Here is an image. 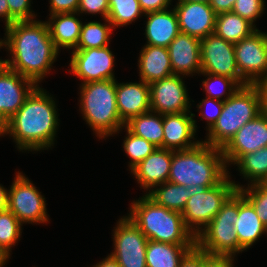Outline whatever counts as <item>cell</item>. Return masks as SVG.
<instances>
[{
    "label": "cell",
    "mask_w": 267,
    "mask_h": 267,
    "mask_svg": "<svg viewBox=\"0 0 267 267\" xmlns=\"http://www.w3.org/2000/svg\"><path fill=\"white\" fill-rule=\"evenodd\" d=\"M8 258L9 257L0 250V267H3V265L6 264Z\"/></svg>",
    "instance_id": "f907efd6"
},
{
    "label": "cell",
    "mask_w": 267,
    "mask_h": 267,
    "mask_svg": "<svg viewBox=\"0 0 267 267\" xmlns=\"http://www.w3.org/2000/svg\"><path fill=\"white\" fill-rule=\"evenodd\" d=\"M93 267H120V265L111 255H108L103 261L93 265Z\"/></svg>",
    "instance_id": "681fc988"
},
{
    "label": "cell",
    "mask_w": 267,
    "mask_h": 267,
    "mask_svg": "<svg viewBox=\"0 0 267 267\" xmlns=\"http://www.w3.org/2000/svg\"><path fill=\"white\" fill-rule=\"evenodd\" d=\"M264 147H267V118L260 113L242 126L221 150L228 165Z\"/></svg>",
    "instance_id": "2e32d148"
},
{
    "label": "cell",
    "mask_w": 267,
    "mask_h": 267,
    "mask_svg": "<svg viewBox=\"0 0 267 267\" xmlns=\"http://www.w3.org/2000/svg\"><path fill=\"white\" fill-rule=\"evenodd\" d=\"M37 86L7 66L0 72V128L23 106Z\"/></svg>",
    "instance_id": "9a60e30c"
},
{
    "label": "cell",
    "mask_w": 267,
    "mask_h": 267,
    "mask_svg": "<svg viewBox=\"0 0 267 267\" xmlns=\"http://www.w3.org/2000/svg\"><path fill=\"white\" fill-rule=\"evenodd\" d=\"M158 186L160 188L149 190L146 195L156 204L181 213L195 190L169 181Z\"/></svg>",
    "instance_id": "f1b7e54d"
},
{
    "label": "cell",
    "mask_w": 267,
    "mask_h": 267,
    "mask_svg": "<svg viewBox=\"0 0 267 267\" xmlns=\"http://www.w3.org/2000/svg\"><path fill=\"white\" fill-rule=\"evenodd\" d=\"M46 93L38 85L23 106L0 128V136L12 135L19 150L39 151L54 144L59 120L55 101Z\"/></svg>",
    "instance_id": "7a4b0ae2"
},
{
    "label": "cell",
    "mask_w": 267,
    "mask_h": 267,
    "mask_svg": "<svg viewBox=\"0 0 267 267\" xmlns=\"http://www.w3.org/2000/svg\"><path fill=\"white\" fill-rule=\"evenodd\" d=\"M144 13L167 9L172 0H138Z\"/></svg>",
    "instance_id": "ee69618b"
},
{
    "label": "cell",
    "mask_w": 267,
    "mask_h": 267,
    "mask_svg": "<svg viewBox=\"0 0 267 267\" xmlns=\"http://www.w3.org/2000/svg\"><path fill=\"white\" fill-rule=\"evenodd\" d=\"M101 14L105 19L108 18L109 0H79L78 15L80 13Z\"/></svg>",
    "instance_id": "ab89813d"
},
{
    "label": "cell",
    "mask_w": 267,
    "mask_h": 267,
    "mask_svg": "<svg viewBox=\"0 0 267 267\" xmlns=\"http://www.w3.org/2000/svg\"><path fill=\"white\" fill-rule=\"evenodd\" d=\"M235 188L252 204L256 214L267 227V182L248 184L244 187L234 182ZM250 185V186H249Z\"/></svg>",
    "instance_id": "836d02e7"
},
{
    "label": "cell",
    "mask_w": 267,
    "mask_h": 267,
    "mask_svg": "<svg viewBox=\"0 0 267 267\" xmlns=\"http://www.w3.org/2000/svg\"><path fill=\"white\" fill-rule=\"evenodd\" d=\"M182 78L173 74L149 84L151 111L162 115L190 112L191 105Z\"/></svg>",
    "instance_id": "5bb4252c"
},
{
    "label": "cell",
    "mask_w": 267,
    "mask_h": 267,
    "mask_svg": "<svg viewBox=\"0 0 267 267\" xmlns=\"http://www.w3.org/2000/svg\"><path fill=\"white\" fill-rule=\"evenodd\" d=\"M4 46L12 59L6 66L36 84L49 74L59 50L51 39L47 22L18 21L5 27Z\"/></svg>",
    "instance_id": "6da1fadb"
},
{
    "label": "cell",
    "mask_w": 267,
    "mask_h": 267,
    "mask_svg": "<svg viewBox=\"0 0 267 267\" xmlns=\"http://www.w3.org/2000/svg\"><path fill=\"white\" fill-rule=\"evenodd\" d=\"M224 105V101H219L216 99L212 98H205L200 102V104L197 105L199 109H201L203 106L209 107L210 110L208 109L206 112L203 110L200 111V116L202 117L201 119L207 120V125H208V131L213 127V125L216 123L218 117L221 114L222 108ZM211 111V112H209Z\"/></svg>",
    "instance_id": "f35d334b"
},
{
    "label": "cell",
    "mask_w": 267,
    "mask_h": 267,
    "mask_svg": "<svg viewBox=\"0 0 267 267\" xmlns=\"http://www.w3.org/2000/svg\"><path fill=\"white\" fill-rule=\"evenodd\" d=\"M248 20L233 11L216 15L214 33L233 44L251 35L257 30Z\"/></svg>",
    "instance_id": "4316f807"
},
{
    "label": "cell",
    "mask_w": 267,
    "mask_h": 267,
    "mask_svg": "<svg viewBox=\"0 0 267 267\" xmlns=\"http://www.w3.org/2000/svg\"><path fill=\"white\" fill-rule=\"evenodd\" d=\"M258 114L260 105L255 86H241L231 97L224 100L221 114L203 142L222 149L242 126Z\"/></svg>",
    "instance_id": "8992f818"
},
{
    "label": "cell",
    "mask_w": 267,
    "mask_h": 267,
    "mask_svg": "<svg viewBox=\"0 0 267 267\" xmlns=\"http://www.w3.org/2000/svg\"><path fill=\"white\" fill-rule=\"evenodd\" d=\"M191 112L163 115V149L173 151L186 150L195 147L200 141H193L196 133L195 114ZM193 141V142H192Z\"/></svg>",
    "instance_id": "ac0fdd59"
},
{
    "label": "cell",
    "mask_w": 267,
    "mask_h": 267,
    "mask_svg": "<svg viewBox=\"0 0 267 267\" xmlns=\"http://www.w3.org/2000/svg\"><path fill=\"white\" fill-rule=\"evenodd\" d=\"M174 9L181 33L200 40L214 33L216 14L209 3L178 1Z\"/></svg>",
    "instance_id": "e0dca14e"
},
{
    "label": "cell",
    "mask_w": 267,
    "mask_h": 267,
    "mask_svg": "<svg viewBox=\"0 0 267 267\" xmlns=\"http://www.w3.org/2000/svg\"><path fill=\"white\" fill-rule=\"evenodd\" d=\"M22 223L9 210L0 211V250L8 257L11 247L18 242L21 235Z\"/></svg>",
    "instance_id": "d6a6232c"
},
{
    "label": "cell",
    "mask_w": 267,
    "mask_h": 267,
    "mask_svg": "<svg viewBox=\"0 0 267 267\" xmlns=\"http://www.w3.org/2000/svg\"><path fill=\"white\" fill-rule=\"evenodd\" d=\"M236 0H210L209 5L216 15L232 11Z\"/></svg>",
    "instance_id": "bcb514c9"
},
{
    "label": "cell",
    "mask_w": 267,
    "mask_h": 267,
    "mask_svg": "<svg viewBox=\"0 0 267 267\" xmlns=\"http://www.w3.org/2000/svg\"><path fill=\"white\" fill-rule=\"evenodd\" d=\"M168 51L173 74L201 73L200 39L180 32L169 44Z\"/></svg>",
    "instance_id": "d6986e66"
},
{
    "label": "cell",
    "mask_w": 267,
    "mask_h": 267,
    "mask_svg": "<svg viewBox=\"0 0 267 267\" xmlns=\"http://www.w3.org/2000/svg\"><path fill=\"white\" fill-rule=\"evenodd\" d=\"M31 0H7L9 7V25L18 21L33 20L36 16L32 13Z\"/></svg>",
    "instance_id": "74e56055"
},
{
    "label": "cell",
    "mask_w": 267,
    "mask_h": 267,
    "mask_svg": "<svg viewBox=\"0 0 267 267\" xmlns=\"http://www.w3.org/2000/svg\"><path fill=\"white\" fill-rule=\"evenodd\" d=\"M116 85V79H108L80 86L83 118L100 139L118 133L125 126L118 113Z\"/></svg>",
    "instance_id": "5b68a950"
},
{
    "label": "cell",
    "mask_w": 267,
    "mask_h": 267,
    "mask_svg": "<svg viewBox=\"0 0 267 267\" xmlns=\"http://www.w3.org/2000/svg\"><path fill=\"white\" fill-rule=\"evenodd\" d=\"M139 83H118L116 102L121 121L125 124L131 118L151 111L150 86L144 81Z\"/></svg>",
    "instance_id": "ffe728a7"
},
{
    "label": "cell",
    "mask_w": 267,
    "mask_h": 267,
    "mask_svg": "<svg viewBox=\"0 0 267 267\" xmlns=\"http://www.w3.org/2000/svg\"><path fill=\"white\" fill-rule=\"evenodd\" d=\"M264 2V0H236L232 11L253 24L259 16H262L265 9Z\"/></svg>",
    "instance_id": "8d00e7d4"
},
{
    "label": "cell",
    "mask_w": 267,
    "mask_h": 267,
    "mask_svg": "<svg viewBox=\"0 0 267 267\" xmlns=\"http://www.w3.org/2000/svg\"><path fill=\"white\" fill-rule=\"evenodd\" d=\"M178 1L204 2V3H209L210 2V0H178Z\"/></svg>",
    "instance_id": "f5cc1de1"
},
{
    "label": "cell",
    "mask_w": 267,
    "mask_h": 267,
    "mask_svg": "<svg viewBox=\"0 0 267 267\" xmlns=\"http://www.w3.org/2000/svg\"><path fill=\"white\" fill-rule=\"evenodd\" d=\"M50 14L73 13L78 11L79 0H50Z\"/></svg>",
    "instance_id": "b9f144b4"
},
{
    "label": "cell",
    "mask_w": 267,
    "mask_h": 267,
    "mask_svg": "<svg viewBox=\"0 0 267 267\" xmlns=\"http://www.w3.org/2000/svg\"><path fill=\"white\" fill-rule=\"evenodd\" d=\"M196 244H171L148 240L146 267H179L182 258Z\"/></svg>",
    "instance_id": "484cf974"
},
{
    "label": "cell",
    "mask_w": 267,
    "mask_h": 267,
    "mask_svg": "<svg viewBox=\"0 0 267 267\" xmlns=\"http://www.w3.org/2000/svg\"><path fill=\"white\" fill-rule=\"evenodd\" d=\"M77 13H59L50 15L46 21L55 47L75 49L80 36L82 21L75 17Z\"/></svg>",
    "instance_id": "d4e9b609"
},
{
    "label": "cell",
    "mask_w": 267,
    "mask_h": 267,
    "mask_svg": "<svg viewBox=\"0 0 267 267\" xmlns=\"http://www.w3.org/2000/svg\"><path fill=\"white\" fill-rule=\"evenodd\" d=\"M154 113V114H153ZM131 133L163 148V115L148 111L131 118L125 126Z\"/></svg>",
    "instance_id": "83f0119b"
},
{
    "label": "cell",
    "mask_w": 267,
    "mask_h": 267,
    "mask_svg": "<svg viewBox=\"0 0 267 267\" xmlns=\"http://www.w3.org/2000/svg\"><path fill=\"white\" fill-rule=\"evenodd\" d=\"M233 256H211L205 252L204 267H233Z\"/></svg>",
    "instance_id": "7bdbcfd3"
},
{
    "label": "cell",
    "mask_w": 267,
    "mask_h": 267,
    "mask_svg": "<svg viewBox=\"0 0 267 267\" xmlns=\"http://www.w3.org/2000/svg\"><path fill=\"white\" fill-rule=\"evenodd\" d=\"M259 96L260 112H267V79L253 83Z\"/></svg>",
    "instance_id": "f6af8a7d"
},
{
    "label": "cell",
    "mask_w": 267,
    "mask_h": 267,
    "mask_svg": "<svg viewBox=\"0 0 267 267\" xmlns=\"http://www.w3.org/2000/svg\"><path fill=\"white\" fill-rule=\"evenodd\" d=\"M145 16L148 19L145 26L146 45L168 48L169 44L180 33L175 9L148 12L145 13Z\"/></svg>",
    "instance_id": "7402d4cb"
},
{
    "label": "cell",
    "mask_w": 267,
    "mask_h": 267,
    "mask_svg": "<svg viewBox=\"0 0 267 267\" xmlns=\"http://www.w3.org/2000/svg\"><path fill=\"white\" fill-rule=\"evenodd\" d=\"M4 46L3 40L0 39V48ZM6 67V60L0 59V72Z\"/></svg>",
    "instance_id": "816d5d0a"
},
{
    "label": "cell",
    "mask_w": 267,
    "mask_h": 267,
    "mask_svg": "<svg viewBox=\"0 0 267 267\" xmlns=\"http://www.w3.org/2000/svg\"><path fill=\"white\" fill-rule=\"evenodd\" d=\"M226 175L217 185L206 189H196L187 200L182 216L186 227L196 237L205 228L222 205L237 190L234 182ZM201 226V227H200ZM197 228V229H196Z\"/></svg>",
    "instance_id": "ba28073f"
},
{
    "label": "cell",
    "mask_w": 267,
    "mask_h": 267,
    "mask_svg": "<svg viewBox=\"0 0 267 267\" xmlns=\"http://www.w3.org/2000/svg\"><path fill=\"white\" fill-rule=\"evenodd\" d=\"M201 74H204V76L206 75V77L208 76L207 79L202 82L204 90L208 94L207 98L224 101L231 97L233 93L241 87L234 79L227 76L213 75L210 73ZM214 81H217L216 83L222 87V90L218 88L221 91L215 87V84H213L215 83ZM226 90L228 91V94ZM225 94L227 95L226 98L221 100L220 98H222Z\"/></svg>",
    "instance_id": "d590c367"
},
{
    "label": "cell",
    "mask_w": 267,
    "mask_h": 267,
    "mask_svg": "<svg viewBox=\"0 0 267 267\" xmlns=\"http://www.w3.org/2000/svg\"><path fill=\"white\" fill-rule=\"evenodd\" d=\"M138 62L140 80L147 84L173 75L168 48L144 45Z\"/></svg>",
    "instance_id": "cb8c5ba5"
},
{
    "label": "cell",
    "mask_w": 267,
    "mask_h": 267,
    "mask_svg": "<svg viewBox=\"0 0 267 267\" xmlns=\"http://www.w3.org/2000/svg\"><path fill=\"white\" fill-rule=\"evenodd\" d=\"M127 137L123 142L125 153L130 157V170L143 161L147 156L153 153L158 147L148 142L142 137L131 133L126 127Z\"/></svg>",
    "instance_id": "e575fe53"
},
{
    "label": "cell",
    "mask_w": 267,
    "mask_h": 267,
    "mask_svg": "<svg viewBox=\"0 0 267 267\" xmlns=\"http://www.w3.org/2000/svg\"><path fill=\"white\" fill-rule=\"evenodd\" d=\"M105 21L109 23V26L97 21L82 23L79 40L75 49L102 48L108 46L113 26L109 20L105 19Z\"/></svg>",
    "instance_id": "4dcf8cb0"
},
{
    "label": "cell",
    "mask_w": 267,
    "mask_h": 267,
    "mask_svg": "<svg viewBox=\"0 0 267 267\" xmlns=\"http://www.w3.org/2000/svg\"><path fill=\"white\" fill-rule=\"evenodd\" d=\"M235 60L240 76L248 83L267 79V34L254 31L234 44Z\"/></svg>",
    "instance_id": "8fae6325"
},
{
    "label": "cell",
    "mask_w": 267,
    "mask_h": 267,
    "mask_svg": "<svg viewBox=\"0 0 267 267\" xmlns=\"http://www.w3.org/2000/svg\"><path fill=\"white\" fill-rule=\"evenodd\" d=\"M239 252L251 247L266 232L252 204L238 191V220L234 223Z\"/></svg>",
    "instance_id": "603a6c76"
},
{
    "label": "cell",
    "mask_w": 267,
    "mask_h": 267,
    "mask_svg": "<svg viewBox=\"0 0 267 267\" xmlns=\"http://www.w3.org/2000/svg\"><path fill=\"white\" fill-rule=\"evenodd\" d=\"M22 173L17 172L9 190L8 209L23 223H47L46 201L41 192Z\"/></svg>",
    "instance_id": "9c48e42d"
},
{
    "label": "cell",
    "mask_w": 267,
    "mask_h": 267,
    "mask_svg": "<svg viewBox=\"0 0 267 267\" xmlns=\"http://www.w3.org/2000/svg\"><path fill=\"white\" fill-rule=\"evenodd\" d=\"M129 218L148 240L171 244H196L181 212L156 204L147 195L131 203Z\"/></svg>",
    "instance_id": "277c9868"
},
{
    "label": "cell",
    "mask_w": 267,
    "mask_h": 267,
    "mask_svg": "<svg viewBox=\"0 0 267 267\" xmlns=\"http://www.w3.org/2000/svg\"><path fill=\"white\" fill-rule=\"evenodd\" d=\"M222 150L200 141L195 147L173 151L168 181L192 189L217 185L228 173Z\"/></svg>",
    "instance_id": "3957f363"
},
{
    "label": "cell",
    "mask_w": 267,
    "mask_h": 267,
    "mask_svg": "<svg viewBox=\"0 0 267 267\" xmlns=\"http://www.w3.org/2000/svg\"><path fill=\"white\" fill-rule=\"evenodd\" d=\"M145 14L138 0H109V22L113 27L129 25Z\"/></svg>",
    "instance_id": "1f68e13d"
},
{
    "label": "cell",
    "mask_w": 267,
    "mask_h": 267,
    "mask_svg": "<svg viewBox=\"0 0 267 267\" xmlns=\"http://www.w3.org/2000/svg\"><path fill=\"white\" fill-rule=\"evenodd\" d=\"M205 266V251L198 248L196 245L190 249L182 258L179 267H204Z\"/></svg>",
    "instance_id": "60d3db41"
},
{
    "label": "cell",
    "mask_w": 267,
    "mask_h": 267,
    "mask_svg": "<svg viewBox=\"0 0 267 267\" xmlns=\"http://www.w3.org/2000/svg\"><path fill=\"white\" fill-rule=\"evenodd\" d=\"M115 228V247L110 255L120 267H146L147 237L128 216L122 217Z\"/></svg>",
    "instance_id": "7c38bea8"
},
{
    "label": "cell",
    "mask_w": 267,
    "mask_h": 267,
    "mask_svg": "<svg viewBox=\"0 0 267 267\" xmlns=\"http://www.w3.org/2000/svg\"><path fill=\"white\" fill-rule=\"evenodd\" d=\"M5 20V27L9 26V7L7 0H0V18Z\"/></svg>",
    "instance_id": "c3c4849f"
},
{
    "label": "cell",
    "mask_w": 267,
    "mask_h": 267,
    "mask_svg": "<svg viewBox=\"0 0 267 267\" xmlns=\"http://www.w3.org/2000/svg\"><path fill=\"white\" fill-rule=\"evenodd\" d=\"M238 220V190L222 205L210 223L196 235V246L211 256H234L239 240L234 223Z\"/></svg>",
    "instance_id": "52a82bcc"
},
{
    "label": "cell",
    "mask_w": 267,
    "mask_h": 267,
    "mask_svg": "<svg viewBox=\"0 0 267 267\" xmlns=\"http://www.w3.org/2000/svg\"><path fill=\"white\" fill-rule=\"evenodd\" d=\"M114 61L109 45L102 48L74 49L69 72L82 79V84L115 79L112 72Z\"/></svg>",
    "instance_id": "4fadbf2b"
},
{
    "label": "cell",
    "mask_w": 267,
    "mask_h": 267,
    "mask_svg": "<svg viewBox=\"0 0 267 267\" xmlns=\"http://www.w3.org/2000/svg\"><path fill=\"white\" fill-rule=\"evenodd\" d=\"M9 190L0 185V211L8 209Z\"/></svg>",
    "instance_id": "7dc6e473"
},
{
    "label": "cell",
    "mask_w": 267,
    "mask_h": 267,
    "mask_svg": "<svg viewBox=\"0 0 267 267\" xmlns=\"http://www.w3.org/2000/svg\"><path fill=\"white\" fill-rule=\"evenodd\" d=\"M200 54L201 73L227 76L240 86L248 84L237 69L233 43L212 33L200 40Z\"/></svg>",
    "instance_id": "30bf717a"
},
{
    "label": "cell",
    "mask_w": 267,
    "mask_h": 267,
    "mask_svg": "<svg viewBox=\"0 0 267 267\" xmlns=\"http://www.w3.org/2000/svg\"><path fill=\"white\" fill-rule=\"evenodd\" d=\"M235 164L251 184L267 182V147L243 155Z\"/></svg>",
    "instance_id": "f546056e"
},
{
    "label": "cell",
    "mask_w": 267,
    "mask_h": 267,
    "mask_svg": "<svg viewBox=\"0 0 267 267\" xmlns=\"http://www.w3.org/2000/svg\"><path fill=\"white\" fill-rule=\"evenodd\" d=\"M171 161L172 150L157 148L136 165L131 173L143 189L151 190L168 181Z\"/></svg>",
    "instance_id": "44dd1931"
},
{
    "label": "cell",
    "mask_w": 267,
    "mask_h": 267,
    "mask_svg": "<svg viewBox=\"0 0 267 267\" xmlns=\"http://www.w3.org/2000/svg\"><path fill=\"white\" fill-rule=\"evenodd\" d=\"M260 113L267 118V112H260Z\"/></svg>",
    "instance_id": "db71d44e"
}]
</instances>
